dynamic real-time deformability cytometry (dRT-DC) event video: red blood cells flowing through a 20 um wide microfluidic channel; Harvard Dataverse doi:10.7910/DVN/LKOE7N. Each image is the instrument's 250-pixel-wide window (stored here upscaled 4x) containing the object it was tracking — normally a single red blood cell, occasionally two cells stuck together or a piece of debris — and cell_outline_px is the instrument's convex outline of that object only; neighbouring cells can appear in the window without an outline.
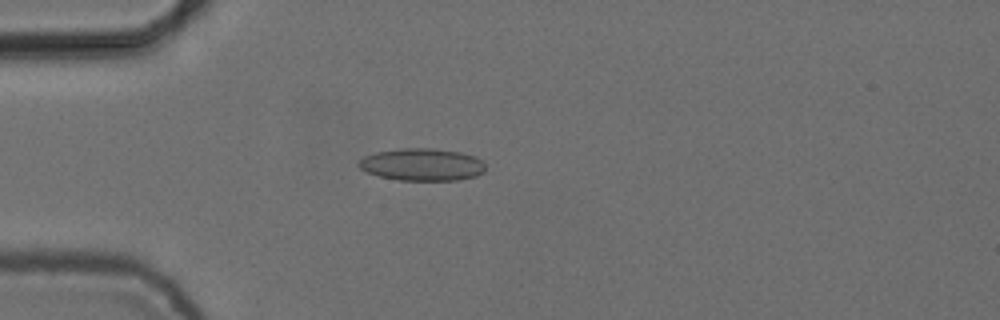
{"species": "common noctule bat (a hibernating species)", "species_latin": "Nyctalus noctula", "temperature_condition": "cold", "stored_images_in_passage": 4, "camera_frame_rate_fps": 3000, "um_per_image_px": 0.085, "animal": {"sex": "female", "body_mass_g": 24.6, "forearm_length_mm": 56.2}, "frame": {"image": 1, "passage_image": 4, "time_ms": 1.0, "image_size_px": [1000, 320], "cell_outline_px": [[484, 172], [476, 176], [456, 180], [400, 180], [380, 176], [368, 172], [360, 168], [356, 164], [364, 156], [376, 152], [400, 148], [432, 148], [460, 152], [476, 156], [484, 164]], "centroid_in_image_um": [35.87, 13.98], "position_along_channel_um": 49.1, "area_um2": 23.81}}